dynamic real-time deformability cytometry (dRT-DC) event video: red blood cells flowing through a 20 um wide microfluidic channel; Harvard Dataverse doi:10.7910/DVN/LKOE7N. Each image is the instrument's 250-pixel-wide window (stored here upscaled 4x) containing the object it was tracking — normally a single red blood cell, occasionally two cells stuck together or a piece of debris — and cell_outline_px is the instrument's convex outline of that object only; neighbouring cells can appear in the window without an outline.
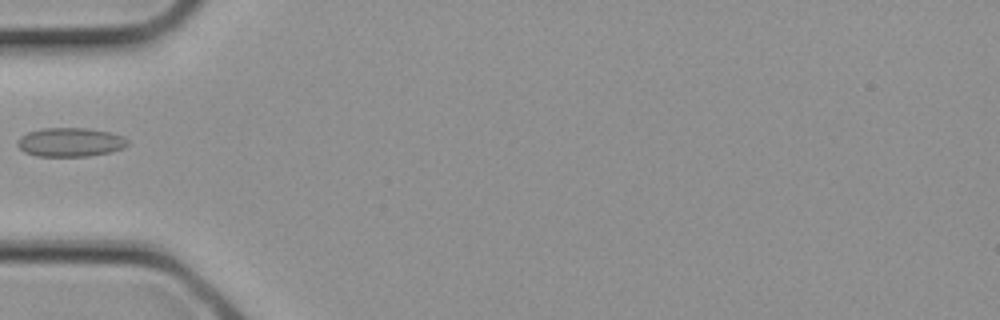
{"species": "common noctule bat (a hibernating species)", "species_latin": "Nyctalus noctula", "temperature_condition": "cold", "stored_images_in_passage": 2, "camera_frame_rate_fps": 3000, "um_per_image_px": 0.085, "animal": {"sex": "female", "body_mass_g": 21.9}, "frame": {"image": 1, "passage_image": 2, "time_ms": 0.333, "image_size_px": [1000, 320], "cell_outline_px": [[128, 144], [124, 148], [112, 152], [88, 156], [36, 156], [24, 152], [16, 144], [20, 136], [28, 132], [44, 128], [88, 128], [108, 132], [124, 136], [128, 140]], "centroid_in_image_um": [5.98, 12.09], "position_along_channel_um": 79.0, "area_um2": 18.67}}